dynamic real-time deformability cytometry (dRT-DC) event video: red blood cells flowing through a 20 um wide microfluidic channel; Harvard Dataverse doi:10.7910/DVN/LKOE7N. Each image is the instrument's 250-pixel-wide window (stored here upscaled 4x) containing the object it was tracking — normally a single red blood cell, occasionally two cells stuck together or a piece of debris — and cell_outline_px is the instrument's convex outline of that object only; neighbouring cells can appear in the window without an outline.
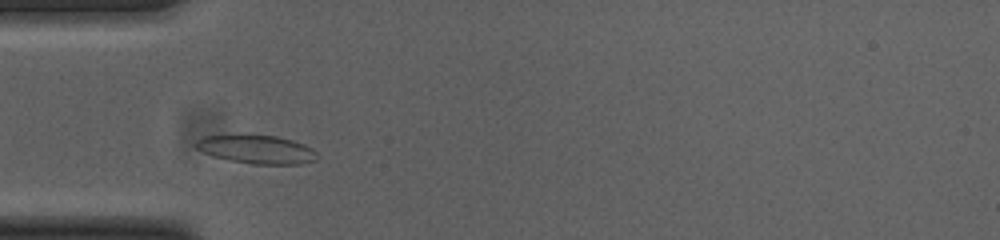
{"species": "common noctule bat (a hibernating species)", "species_latin": "Nyctalus noctula", "temperature_condition": "cold", "stored_images_in_passage": 34, "camera_frame_rate_fps": 3000, "um_per_image_px": 0.085, "animal": {"sex": "female", "body_mass_g": 23.0, "forearm_length_mm": 53.4}, "frame": {"image": 1, "passage_image": 6, "time_ms": 1.667, "image_size_px": [1000, 240], "cell_outline_px": [[320, 156], [316, 160], [300, 164], [252, 164], [212, 156], [196, 148], [192, 144], [200, 136], [240, 132], [276, 136], [292, 140], [304, 144], [312, 148]], "centroid_in_image_um": [21.75, 12.64], "position_along_channel_um": 63.2, "area_um2": 21.04}}
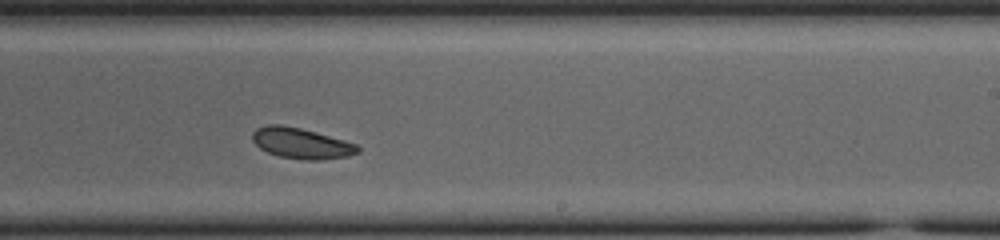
{"frame": {"image": 2, "passage_image": 22, "time_ms": 7.0, "image_size_px": [1000, 240], "cell_outline_px": [[360, 152], [348, 156], [320, 160], [308, 160], [280, 156], [268, 152], [260, 148], [252, 140], [252, 132], [256, 128], [268, 124], [280, 124], [300, 128], [316, 132], [344, 140], [356, 144], [360, 148]], "centroid_in_image_um": [25.61, 12.17], "position_along_channel_um": 263.4, "area_um2": 18.79}}
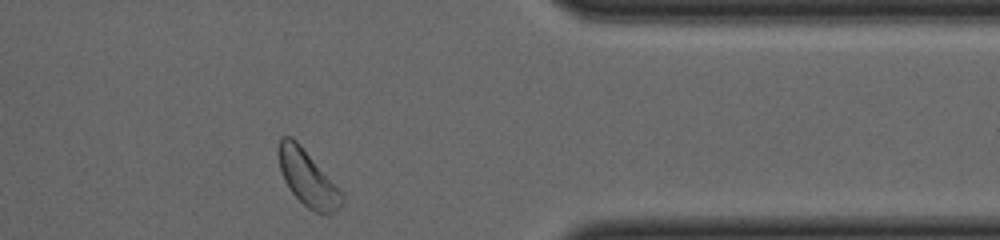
{"frame": {"image": 3, "passage_image": 33, "time_ms": 10.667, "image_size_px": [1000, 240], "cell_outline_px": [[344, 204], [340, 208], [328, 216], [316, 212], [308, 208], [292, 192], [284, 180], [280, 168], [276, 152], [276, 148], [280, 136], [292, 136], [300, 144], [344, 196]], "centroid_in_image_um": [26.12, 15.13], "position_along_channel_um": 385.3, "area_um2": 20.52}, "authors_computed_cell_mechanics": {"area_um2": 18.9295, "velocity_mm_per_s": 3.7792, "shape_relaxation_time_tau1_ms": 8.9271, "shape_relaxation_time_tau2_ms": null, "deformation_change_tau1": 0.0998, "deformation_change_tau2": null}}